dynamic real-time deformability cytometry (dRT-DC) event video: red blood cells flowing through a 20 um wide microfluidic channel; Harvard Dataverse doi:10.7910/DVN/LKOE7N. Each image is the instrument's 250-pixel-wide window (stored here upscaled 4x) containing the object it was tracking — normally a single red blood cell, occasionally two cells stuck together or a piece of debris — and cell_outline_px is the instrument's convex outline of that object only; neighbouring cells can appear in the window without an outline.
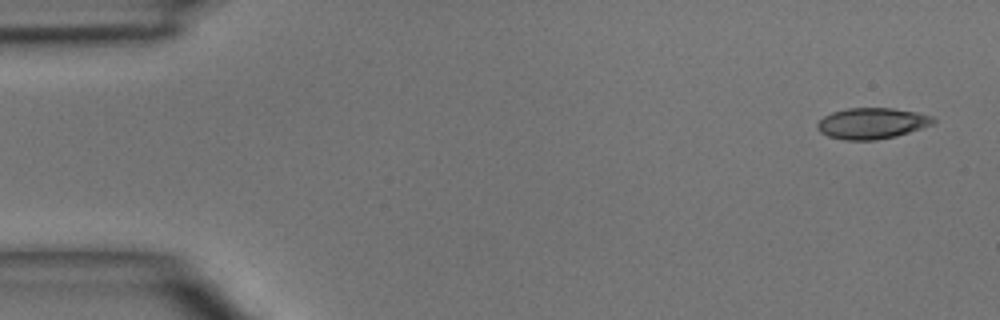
{"species": "common noctule bat (a hibernating species)", "species_latin": "Nyctalus noctula", "temperature_condition": "room temperature", "stored_images_in_passage": 5, "segment_of_instrument_passage": [1, 2], "camera_frame_rate_fps": 3000, "um_per_image_px": 0.085, "animal": {"sex": "male", "body_mass_g": 15.6}, "frame": {"image": 1, "passage_image": 1, "time_ms": 0.0, "image_size_px": [1000, 320], "cell_outline_px": [[936, 120], [932, 124], [896, 136], [876, 140], [844, 140], [828, 136], [820, 132], [816, 128], [816, 124], [824, 116], [832, 112], [848, 108], [892, 108], [916, 112], [932, 116]], "centroid_in_image_um": [74.08, 10.48], "position_along_channel_um": 10.9, "area_um2": 20.87}}
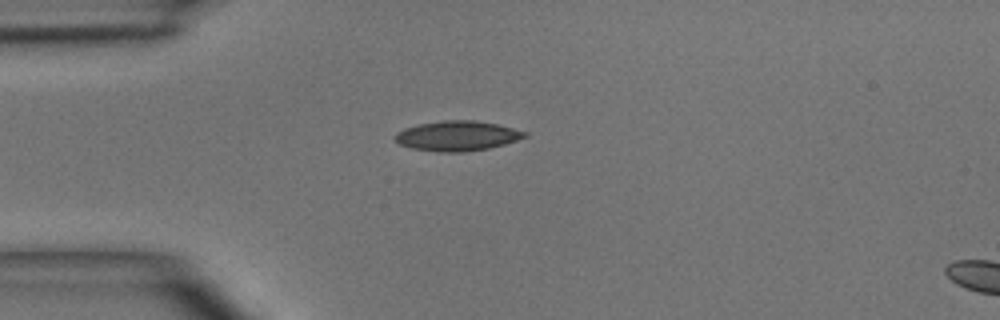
{"frame": {"image": 2, "passage_image": 4, "time_ms": 3.333, "image_size_px": [1000, 320], "cell_outline_px": [[528, 136], [504, 144], [488, 148], [464, 152], [440, 152], [412, 148], [400, 144], [392, 136], [396, 132], [404, 128], [420, 124], [444, 120], [476, 120], [496, 124], [528, 132]], "centroid_in_image_um": [38.85, 11.54], "position_along_channel_um": 46.1, "area_um2": 22.54}}